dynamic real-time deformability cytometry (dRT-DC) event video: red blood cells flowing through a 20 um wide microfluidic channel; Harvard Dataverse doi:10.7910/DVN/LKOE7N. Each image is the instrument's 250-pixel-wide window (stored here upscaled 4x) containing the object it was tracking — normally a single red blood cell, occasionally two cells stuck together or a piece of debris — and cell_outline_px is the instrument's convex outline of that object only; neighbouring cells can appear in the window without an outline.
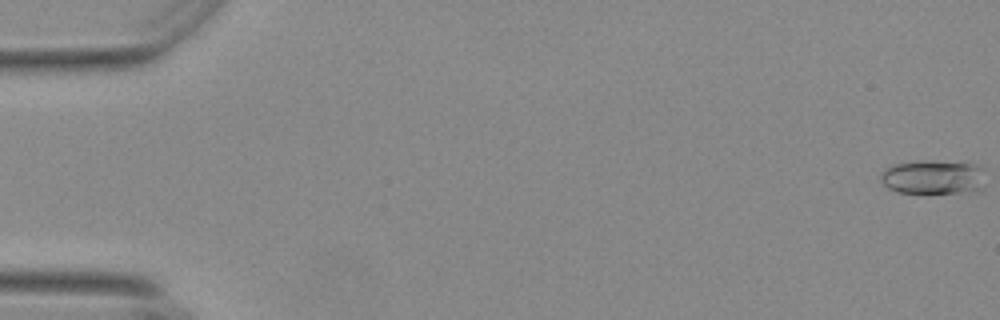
{"species": "Egyptian fruit bat (a non-hibernating species)", "species_latin": "Rousettus aegyptiacus", "temperature_condition": "warm", "stored_images_in_passage": 57, "camera_frame_rate_fps": 3000, "um_per_image_px": 0.085, "animal": {"sex": "female"}, "frame": {"image": 1, "passage_image": 1, "time_ms": 0.0, "image_size_px": [1000, 320], "cell_outline_px": [[984, 188], [976, 192], [896, 192], [888, 188], [880, 180], [880, 172], [892, 164], [976, 164], [984, 168]], "centroid_in_image_um": [79.36, 15.12], "position_along_channel_um": 5.6, "area_um2": 19.88}}
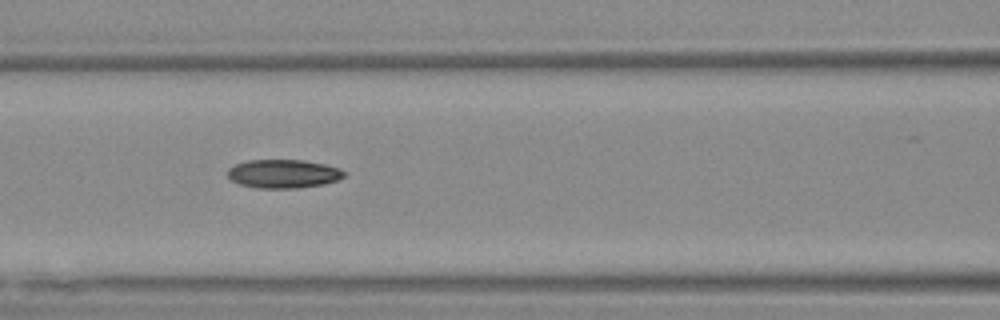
{"frame": {"image": 2, "passage_image": 25, "time_ms": 8.0, "image_size_px": [1000, 320], "cell_outline_px": [[344, 176], [336, 180], [324, 184], [296, 188], [256, 188], [240, 184], [232, 180], [228, 176], [228, 168], [236, 164], [248, 160], [304, 160], [324, 164], [340, 168], [344, 172]], "centroid_in_image_um": [24.07, 14.77], "position_along_channel_um": 142.5, "area_um2": 19.31}}
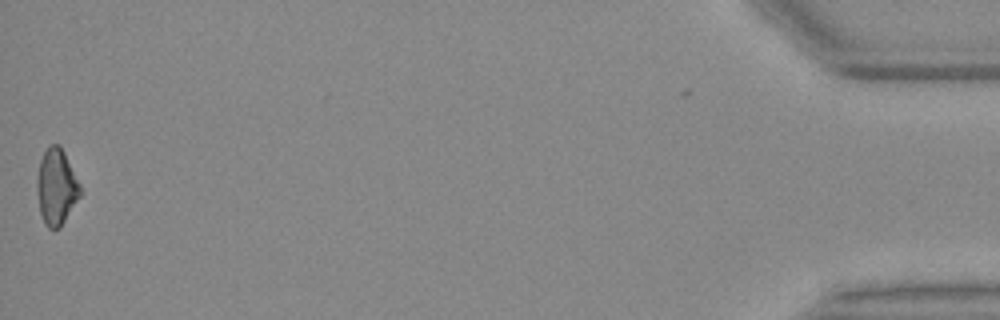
{"frame": {"image": 3, "passage_image": 56, "time_ms": 18.333, "image_size_px": [1000, 320], "cell_outline_px": [[80, 196], [60, 228], [48, 228], [44, 224], [40, 212], [36, 188], [36, 176], [40, 160], [48, 144], [60, 144], [80, 184]], "centroid_in_image_um": [4.77, 15.87], "position_along_channel_um": 430.4, "area_um2": 19.19}, "authors_computed_cell_mechanics": {"area_um2": 19.1896, "velocity_mm_per_s": 3.7227, "shape_relaxation_time_tau1_ms": null, "shape_relaxation_time_tau2_ms": 4.4691, "deformation_change_tau1": null, "deformation_change_tau2": 0.1143}}